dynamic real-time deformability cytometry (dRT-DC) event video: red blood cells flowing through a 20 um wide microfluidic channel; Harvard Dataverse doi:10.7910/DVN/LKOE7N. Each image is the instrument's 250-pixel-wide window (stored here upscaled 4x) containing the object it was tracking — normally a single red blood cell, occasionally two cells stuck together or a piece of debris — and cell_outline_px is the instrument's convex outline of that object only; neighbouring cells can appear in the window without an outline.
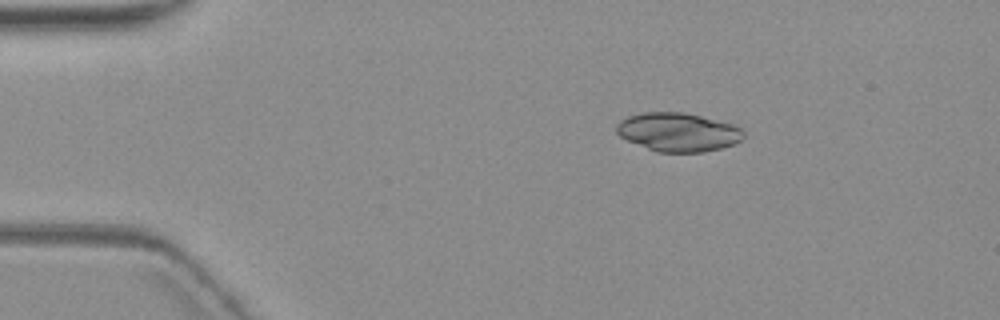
{"species": "common noctule bat (a hibernating species)", "species_latin": "Nyctalus noctula", "temperature_condition": "warm", "stored_images_in_passage": 3, "camera_frame_rate_fps": 3000, "um_per_image_px": 0.085, "animal": {"sex": "female", "body_mass_g": 19.3, "forearm_length_mm": 54.1}, "frame": {"image": 1, "passage_image": 1, "time_ms": 0.0, "image_size_px": [1000, 320], "cell_outline_px": [[744, 136], [740, 140], [732, 144], [720, 148], [704, 152], [656, 152], [628, 140], [620, 136], [616, 132], [616, 124], [620, 120], [628, 116], [644, 112], [684, 112], [732, 124], [740, 128], [744, 132]], "centroid_in_image_um": [57.61, 11.22], "position_along_channel_um": 27.4, "area_um2": 28.44}}